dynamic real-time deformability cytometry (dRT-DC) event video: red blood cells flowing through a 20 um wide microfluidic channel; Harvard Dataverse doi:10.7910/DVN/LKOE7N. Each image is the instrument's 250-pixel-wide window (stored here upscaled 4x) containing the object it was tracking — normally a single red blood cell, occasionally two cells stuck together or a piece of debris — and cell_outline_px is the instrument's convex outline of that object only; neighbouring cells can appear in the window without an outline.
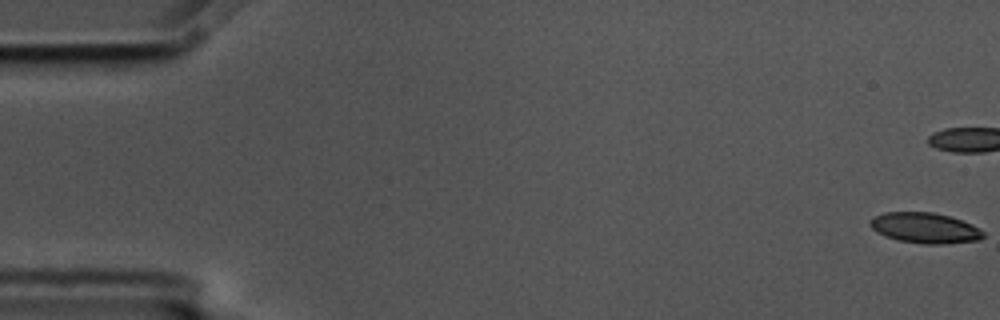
{"species": "common noctule bat (a hibernating species)", "species_latin": "Nyctalus noctula", "temperature_condition": "cold", "stored_images_in_passage": 44, "camera_frame_rate_fps": 3000, "um_per_image_px": 0.085, "animal": {"sex": "male", "body_mass_g": 17.5, "forearm_length_mm": 52.3}, "frame": {"image": 1, "passage_image": 1, "time_ms": 0.0, "image_size_px": [1000, 320], "cell_outline_px": [[984, 236], [980, 240], [944, 244], [924, 244], [896, 240], [876, 232], [868, 224], [876, 216], [884, 212], [932, 212], [948, 216], [972, 224], [980, 228], [984, 232]], "centroid_in_image_um": [78.64, 19.38], "position_along_channel_um": 6.4, "area_um2": 20.11}}